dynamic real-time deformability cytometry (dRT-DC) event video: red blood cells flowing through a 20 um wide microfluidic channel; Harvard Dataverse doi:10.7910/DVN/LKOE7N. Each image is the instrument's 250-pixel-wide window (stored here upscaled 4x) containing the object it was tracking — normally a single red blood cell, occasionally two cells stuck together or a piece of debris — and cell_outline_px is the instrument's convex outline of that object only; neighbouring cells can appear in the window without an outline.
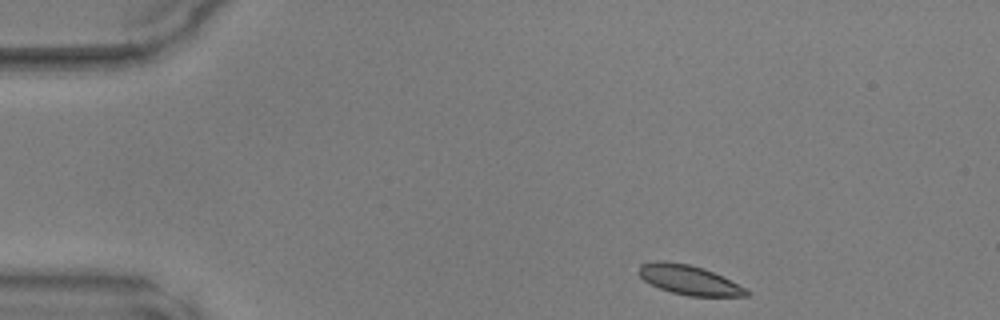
{"species": "common noctule bat (a hibernating species)", "species_latin": "Nyctalus noctula", "temperature_condition": "warm", "stored_images_in_passage": 43, "camera_frame_rate_fps": 3000, "um_per_image_px": 0.085, "animal": {"sex": "male", "body_mass_g": 17.9, "forearm_length_mm": 54.2}, "frame": {"image": 1, "passage_image": 1, "time_ms": 0.0, "image_size_px": [1000, 320], "cell_outline_px": [[748, 296], [688, 296], [672, 292], [660, 288], [644, 280], [636, 272], [640, 264], [656, 260], [664, 260], [688, 264], [704, 268], [744, 288], [748, 292]], "centroid_in_image_um": [58.48, 23.77], "position_along_channel_um": 26.5, "area_um2": 18.26}}
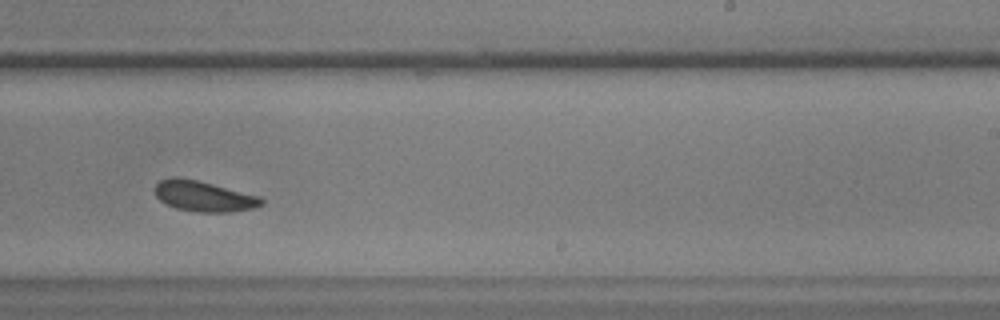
{"frame": {"image": 2, "passage_image": 24, "time_ms": 7.667, "image_size_px": [1000, 320], "cell_outline_px": [[264, 204], [252, 208], [232, 212], [200, 212], [176, 208], [164, 204], [156, 196], [152, 188], [160, 180], [172, 176], [176, 176], [196, 180], [260, 196], [264, 200]], "centroid_in_image_um": [17.27, 16.67], "position_along_channel_um": 271.7, "area_um2": 19.07}}
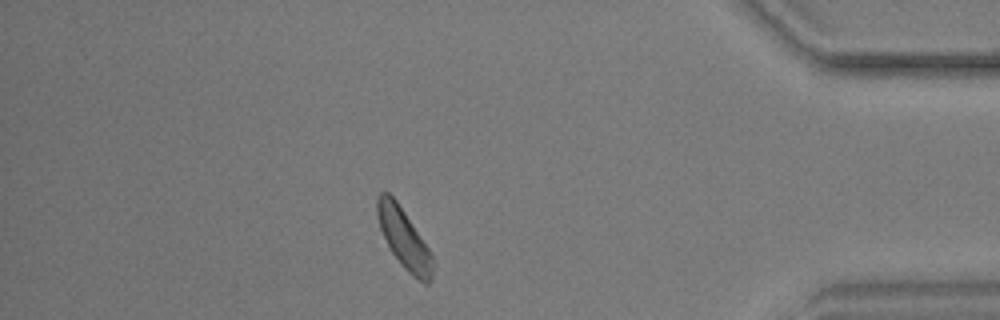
{"frame": {"image": 3, "passage_image": 36, "time_ms": 11.667, "image_size_px": [1000, 320], "cell_outline_px": [[432, 280], [428, 284], [424, 284], [412, 276], [400, 264], [388, 248], [380, 228], [376, 216], [376, 200], [380, 192], [388, 192], [396, 200], [428, 248], [432, 256]], "centroid_in_image_um": [34.3, 20.29], "position_along_channel_um": 400.9, "area_um2": 19.25}}